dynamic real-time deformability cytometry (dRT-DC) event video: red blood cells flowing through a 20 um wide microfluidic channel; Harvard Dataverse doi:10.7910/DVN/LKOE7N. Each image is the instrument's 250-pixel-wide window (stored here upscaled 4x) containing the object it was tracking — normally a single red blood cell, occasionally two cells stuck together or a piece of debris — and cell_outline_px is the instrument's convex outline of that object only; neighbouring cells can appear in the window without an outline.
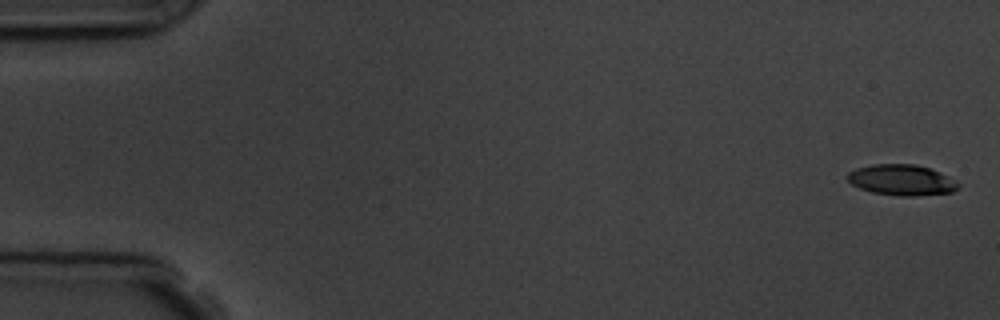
{"species": "common noctule bat (a hibernating species)", "species_latin": "Nyctalus noctula", "temperature_condition": "room temperature", "stored_images_in_passage": 11, "camera_frame_rate_fps": 3000, "um_per_image_px": 0.085, "animal": {"sex": "male", "body_mass_g": 19.5, "forearm_length_mm": 54.6}, "frame": {"image": 1, "passage_image": 1, "time_ms": 0.0, "image_size_px": [1000, 320], "cell_outline_px": [[960, 188], [952, 192], [912, 196], [900, 196], [872, 192], [860, 188], [852, 184], [844, 176], [848, 172], [856, 168], [872, 164], [916, 164], [940, 172], [960, 184]], "centroid_in_image_um": [76.61, 15.29], "position_along_channel_um": 8.4, "area_um2": 19.88}}
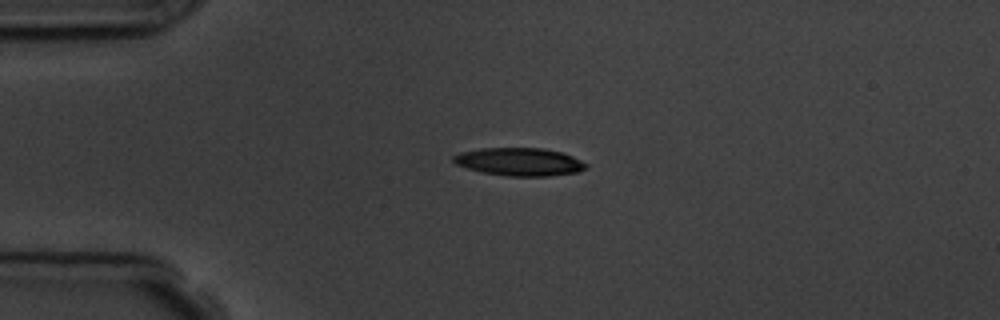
{"frame": {"image": 2, "passage_image": 4, "time_ms": 4.0, "image_size_px": [1000, 320], "cell_outline_px": [[588, 164], [580, 172], [548, 176], [508, 176], [480, 172], [456, 164], [452, 160], [452, 156], [460, 152], [480, 148], [544, 148], [564, 152]], "centroid_in_image_um": [44.15, 13.75], "position_along_channel_um": 40.9, "area_um2": 21.73}}
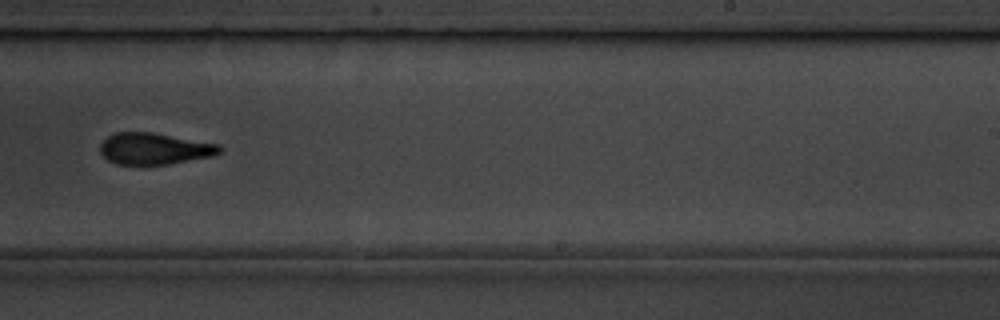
{"frame": {"image": 3, "passage_image": 10, "time_ms": 11.0, "image_size_px": [1000, 320], "cell_outline_px": [[224, 148], [220, 152], [212, 156], [168, 164], [116, 164], [108, 160], [100, 152], [100, 144], [108, 136], [116, 132], [152, 132], [220, 144]], "centroid_in_image_um": [13.14, 12.63], "position_along_channel_um": 275.9, "area_um2": 21.91}}